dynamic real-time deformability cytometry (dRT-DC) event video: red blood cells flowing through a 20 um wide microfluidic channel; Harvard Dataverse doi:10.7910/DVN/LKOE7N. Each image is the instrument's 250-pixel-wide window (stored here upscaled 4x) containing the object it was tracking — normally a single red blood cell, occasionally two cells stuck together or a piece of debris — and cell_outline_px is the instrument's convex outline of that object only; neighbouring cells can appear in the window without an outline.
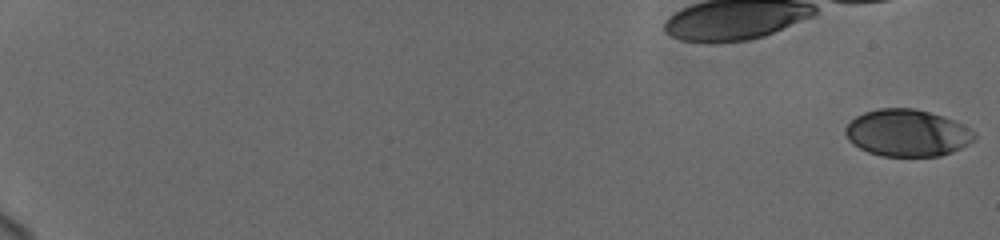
{"species": "human", "species_latin": "Homo sapiens", "temperature_condition": "cold", "stored_images_in_passage": 20, "camera_frame_rate_fps": 3000, "um_per_image_px": 0.085, "donor": {"sex": "female"}, "frame": {"image": 1, "passage_image": 1, "time_ms": 0.0, "image_size_px": [1000, 240], "cell_outline_px": [[976, 136], [968, 144], [952, 152], [940, 156], [880, 156], [868, 152], [852, 144], [848, 140], [844, 132], [844, 128], [856, 116], [864, 112], [880, 108], [912, 108], [944, 116], [976, 132]], "centroid_in_image_um": [77.08, 11.31], "position_along_channel_um": 7.9, "area_um2": 35.26}}